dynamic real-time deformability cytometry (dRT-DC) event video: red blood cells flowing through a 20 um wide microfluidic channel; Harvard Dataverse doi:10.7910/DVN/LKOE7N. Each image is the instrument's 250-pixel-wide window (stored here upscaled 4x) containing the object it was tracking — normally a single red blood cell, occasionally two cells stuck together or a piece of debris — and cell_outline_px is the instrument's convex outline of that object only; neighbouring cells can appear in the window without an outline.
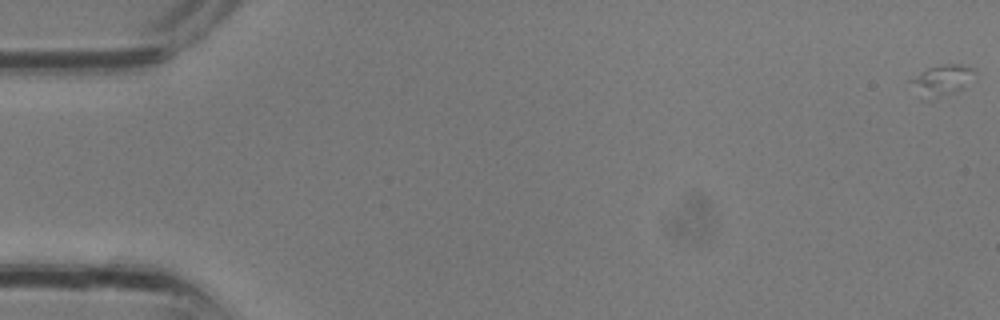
{"species": "common noctule bat (a hibernating species)", "species_latin": "Nyctalus noctula", "temperature_condition": "room temperature", "stored_images_in_passage": 33, "camera_frame_rate_fps": 3000, "um_per_image_px": 0.085, "animal": {"sex": "male", "body_mass_g": 13.3}, "frame": {"image": 1, "passage_image": 1, "time_ms": 0.0, "image_size_px": [1000, 320], "cell_outline_px": [[976, 72], [964, 88], [928, 100], [908, 80], [920, 72], [928, 68], [944, 64], [960, 64], [976, 68]], "centroid_in_image_um": [80.11, 6.77], "position_along_channel_um": 4.9, "area_um2": 11.1}}
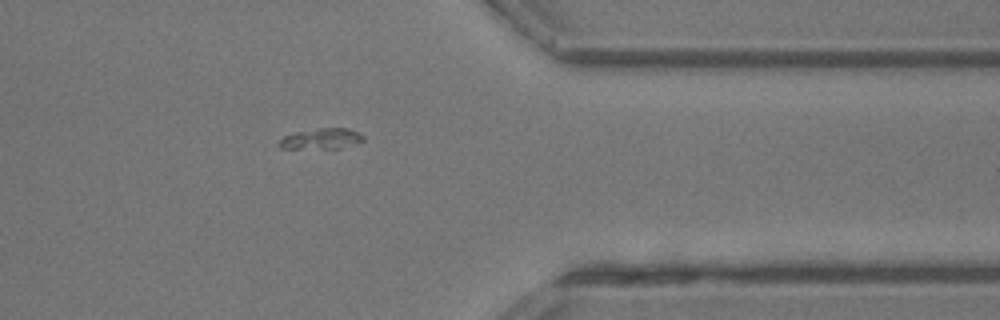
{"frame": {"image": 2, "passage_image": 27, "time_ms": 8.667, "image_size_px": [1000, 320], "cell_outline_px": [[364, 140], [340, 148], [280, 148], [276, 144], [284, 136], [296, 132], [320, 128], [348, 128], [360, 132], [364, 136]], "centroid_in_image_um": [27.31, 11.78], "position_along_channel_um": 384.1, "area_um2": 10.06}}
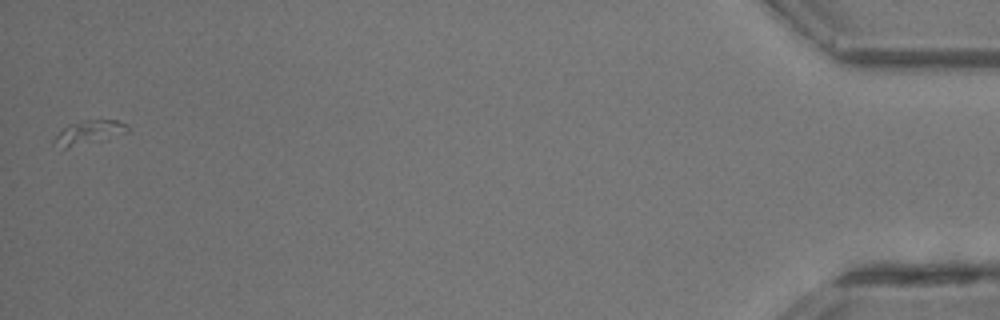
{"frame": {"image": 3, "passage_image": 33, "time_ms": 10.667, "image_size_px": [1000, 320], "cell_outline_px": [[128, 128], [104, 140], [68, 148], [64, 148], [52, 144], [52, 140], [68, 124], [80, 120], [116, 120], [128, 124]], "centroid_in_image_um": [7.46, 11.26], "position_along_channel_um": 427.7, "area_um2": 10.0}}